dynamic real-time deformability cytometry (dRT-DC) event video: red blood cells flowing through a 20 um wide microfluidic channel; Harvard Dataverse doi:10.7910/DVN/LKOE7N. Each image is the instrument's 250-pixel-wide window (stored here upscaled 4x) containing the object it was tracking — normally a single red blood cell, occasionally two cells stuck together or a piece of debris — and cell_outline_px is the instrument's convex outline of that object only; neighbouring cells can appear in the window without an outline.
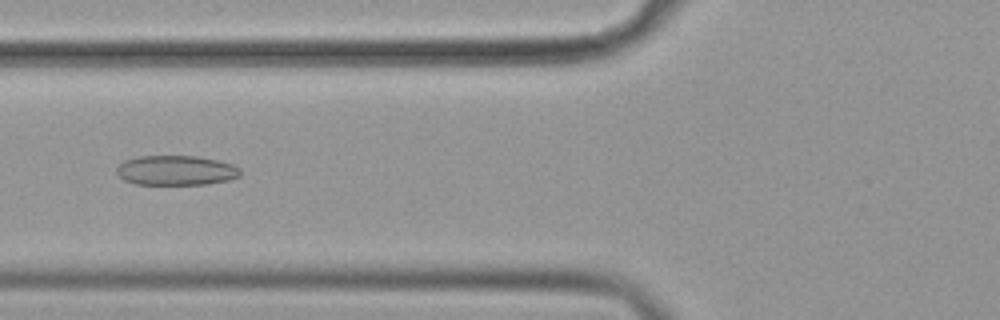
{"species": "common noctule bat (a hibernating species)", "species_latin": "Nyctalus noctula", "temperature_condition": "cold", "stored_images_in_passage": 38, "camera_frame_rate_fps": 3000, "um_per_image_px": 0.085, "animal": {"sex": "female", "body_mass_g": 19.9}, "frame": {"image": 1, "passage_image": 4, "time_ms": 1.0, "image_size_px": [1000, 320], "cell_outline_px": [[240, 176], [228, 180], [208, 184], [136, 184], [124, 180], [116, 172], [116, 168], [124, 160], [140, 156], [196, 156], [216, 160], [232, 164], [240, 168]], "centroid_in_image_um": [14.96, 14.48], "position_along_channel_um": 110.8, "area_um2": 21.39}}
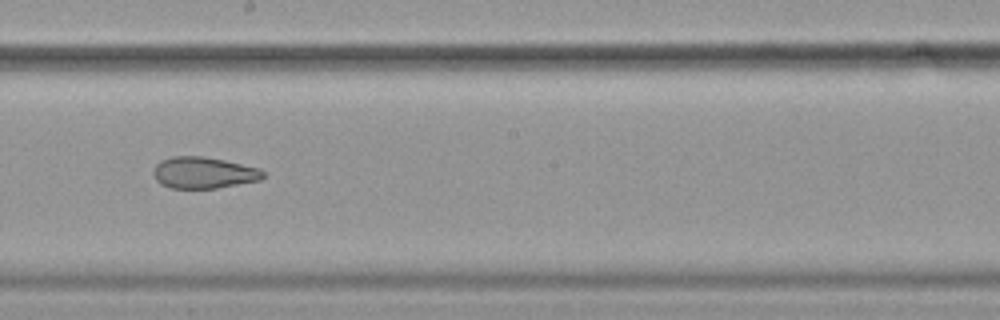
{"frame": {"image": 2, "passage_image": 14, "time_ms": 4.333, "image_size_px": [1000, 320], "cell_outline_px": [[264, 176], [260, 180], [216, 188], [172, 188], [160, 184], [156, 180], [152, 172], [156, 164], [160, 160], [172, 156], [204, 156], [224, 160], [260, 168], [264, 172]], "centroid_in_image_um": [17.28, 14.67], "position_along_channel_um": 230.9, "area_um2": 20.17}}
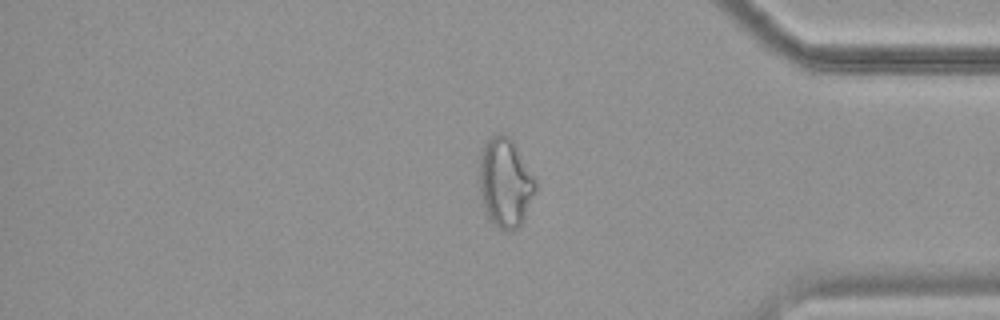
{"frame": {"image": 3, "passage_image": 29, "time_ms": 9.333, "image_size_px": [1000, 320], "cell_outline_px": [[536, 188], [524, 216], [520, 224], [512, 232], [504, 232], [492, 224], [488, 220], [484, 212], [476, 172], [480, 152], [484, 144], [496, 132], [500, 132], [508, 136], [512, 140], [536, 180]], "centroid_in_image_um": [42.86, 15.53], "position_along_channel_um": 392.3, "area_um2": 29.77}}